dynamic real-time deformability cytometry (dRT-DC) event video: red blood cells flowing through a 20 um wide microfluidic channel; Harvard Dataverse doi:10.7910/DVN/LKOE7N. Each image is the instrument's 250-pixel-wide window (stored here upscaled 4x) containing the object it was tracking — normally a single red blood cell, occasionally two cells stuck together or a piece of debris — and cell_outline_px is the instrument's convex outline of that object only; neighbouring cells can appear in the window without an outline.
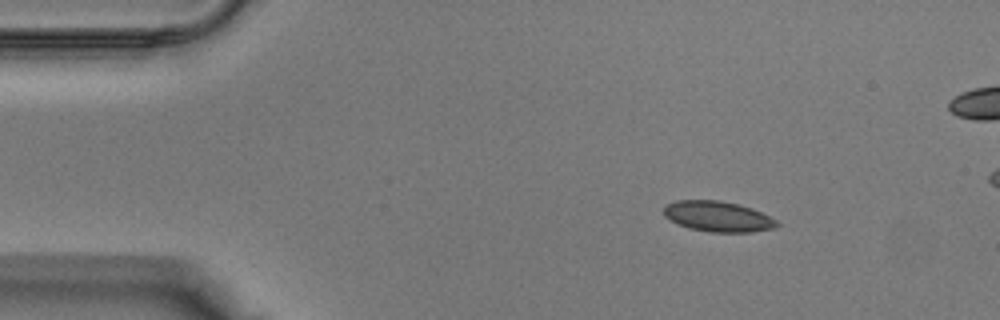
{"species": "Egyptian fruit bat (a non-hibernating species)", "species_latin": "Rousettus aegyptiacus", "temperature_condition": "warm", "stored_images_in_passage": 11, "camera_frame_rate_fps": 3000, "um_per_image_px": 0.085, "animal": {"sex": "male"}, "frame": {"image": 1, "passage_image": 5, "time_ms": 1.333, "image_size_px": [1000, 320], "cell_outline_px": [[780, 224], [776, 228], [752, 232], [708, 232], [688, 228], [676, 224], [664, 216], [664, 208], [668, 204], [676, 200], [720, 200], [752, 208], [776, 220]], "centroid_in_image_um": [61.01, 18.41], "position_along_channel_um": 24.0, "area_um2": 20.17}}